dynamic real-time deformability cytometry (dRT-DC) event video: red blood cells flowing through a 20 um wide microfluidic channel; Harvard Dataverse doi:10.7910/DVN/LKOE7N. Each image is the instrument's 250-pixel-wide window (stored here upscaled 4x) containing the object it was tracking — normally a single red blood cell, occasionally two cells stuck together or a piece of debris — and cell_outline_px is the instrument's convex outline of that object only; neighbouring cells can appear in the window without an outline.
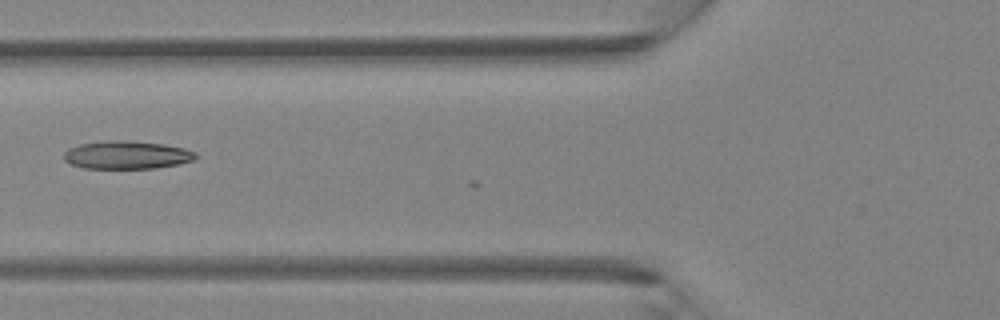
{"species": "Egyptian fruit bat (a non-hibernating species)", "species_latin": "Rousettus aegyptiacus", "temperature_condition": "room temperature", "stored_images_in_passage": 6, "camera_frame_rate_fps": 3000, "um_per_image_px": 0.085, "animal": {"sex": "female"}, "frame": {"image": 1, "passage_image": 6, "time_ms": 1.667, "image_size_px": [1000, 320], "cell_outline_px": [[196, 160], [180, 164], [156, 168], [84, 168], [72, 164], [64, 160], [64, 152], [68, 148], [80, 144], [104, 140], [116, 140], [164, 144], [184, 148], [196, 152]], "centroid_in_image_um": [10.79, 13.17], "position_along_channel_um": 115.0, "area_um2": 21.56}}